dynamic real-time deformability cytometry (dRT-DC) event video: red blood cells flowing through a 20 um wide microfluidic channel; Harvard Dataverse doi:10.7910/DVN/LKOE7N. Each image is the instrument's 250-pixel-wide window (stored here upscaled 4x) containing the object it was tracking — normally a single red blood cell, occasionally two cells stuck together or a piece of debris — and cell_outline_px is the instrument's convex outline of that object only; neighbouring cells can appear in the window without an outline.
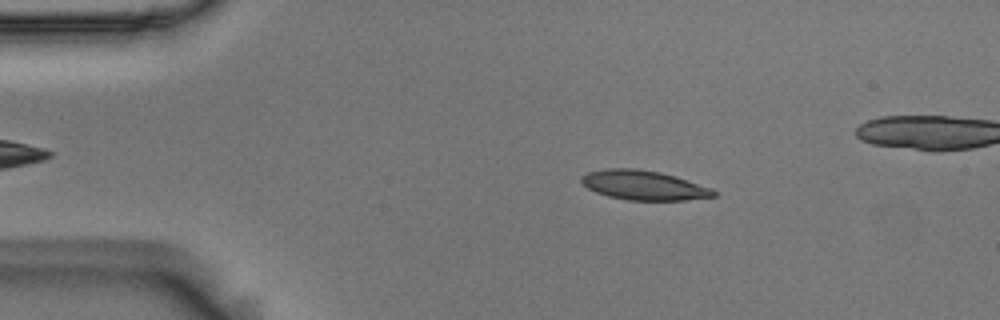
{"species": "Egyptian fruit bat (a non-hibernating species)", "species_latin": "Rousettus aegyptiacus", "temperature_condition": "room temperature", "stored_images_in_passage": 55, "camera_frame_rate_fps": 3000, "um_per_image_px": 0.085, "animal": {"sex": "male"}, "frame": {"image": 1, "passage_image": 9, "time_ms": 2.667, "image_size_px": [1000, 320], "cell_outline_px": [[716, 196], [684, 200], [628, 200], [608, 196], [596, 192], [588, 188], [580, 180], [580, 176], [588, 172], [604, 168], [636, 168], [660, 172], [676, 176], [712, 188], [716, 192]], "centroid_in_image_um": [54.71, 15.73], "position_along_channel_um": 30.3, "area_um2": 22.77}}
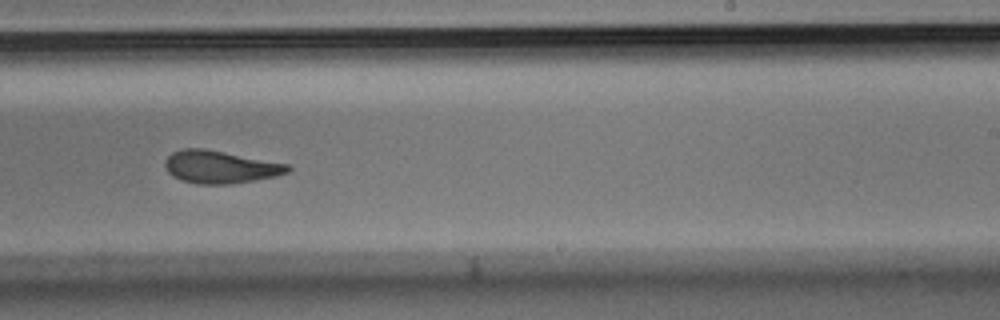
{"frame": {"image": 2, "passage_image": 33, "time_ms": 10.667, "image_size_px": [1000, 320], "cell_outline_px": [[292, 172], [276, 176], [232, 184], [200, 184], [180, 180], [172, 176], [168, 172], [164, 164], [164, 160], [172, 152], [184, 148], [204, 148], [288, 164], [292, 168]], "centroid_in_image_um": [18.72, 14.19], "position_along_channel_um": 270.3, "area_um2": 23.47}}
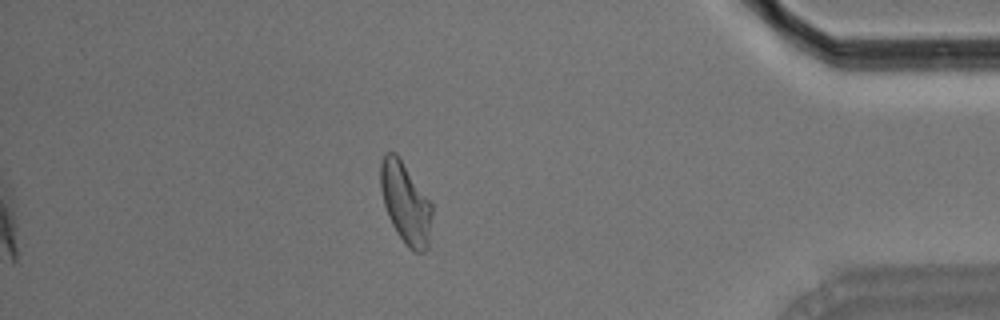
{"frame": {"image": 3, "passage_image": 47, "time_ms": 15.333, "image_size_px": [1000, 320], "cell_outline_px": [[432, 212], [428, 248], [424, 252], [412, 252], [408, 248], [396, 232], [388, 216], [384, 204], [380, 188], [380, 164], [384, 152], [396, 152], [432, 204]], "centroid_in_image_um": [34.46, 17.26], "position_along_channel_um": 400.7, "area_um2": 24.39}, "authors_computed_cell_mechanics": {"area_um2": 23.3512, "velocity_mm_per_s": 3.6242, "shape_relaxation_time_tau1_ms": 7.3461, "shape_relaxation_time_tau2_ms": 3.0952, "deformation_change_tau1": 0.1946, "deformation_change_tau2": 0.0951}}